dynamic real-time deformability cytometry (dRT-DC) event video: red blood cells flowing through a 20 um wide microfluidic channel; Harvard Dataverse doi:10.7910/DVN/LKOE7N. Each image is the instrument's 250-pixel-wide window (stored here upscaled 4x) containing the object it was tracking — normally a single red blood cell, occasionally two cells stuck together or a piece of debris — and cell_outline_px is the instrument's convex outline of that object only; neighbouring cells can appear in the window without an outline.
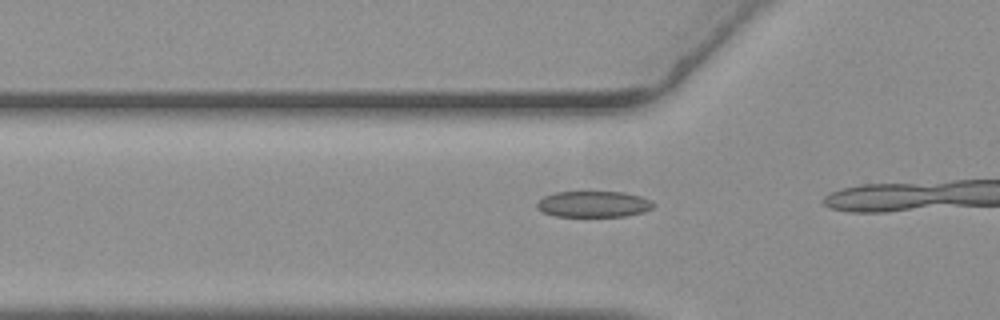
{"species": "common noctule bat (a hibernating species)", "species_latin": "Nyctalus noctula", "temperature_condition": "warm", "stored_images_in_passage": 8, "camera_frame_rate_fps": 3000, "um_per_image_px": 0.085, "animal": {"sex": "female", "body_mass_g": 19.3, "forearm_length_mm": 54.1}, "frame": {"image": 1, "passage_image": 6, "time_ms": 1.667, "image_size_px": [1000, 320], "cell_outline_px": [[656, 204], [652, 208], [644, 212], [624, 216], [556, 216], [544, 212], [536, 208], [536, 204], [544, 196], [556, 192], [624, 192], [640, 196]], "centroid_in_image_um": [50.45, 17.35], "position_along_channel_um": 75.3, "area_um2": 17.57}}